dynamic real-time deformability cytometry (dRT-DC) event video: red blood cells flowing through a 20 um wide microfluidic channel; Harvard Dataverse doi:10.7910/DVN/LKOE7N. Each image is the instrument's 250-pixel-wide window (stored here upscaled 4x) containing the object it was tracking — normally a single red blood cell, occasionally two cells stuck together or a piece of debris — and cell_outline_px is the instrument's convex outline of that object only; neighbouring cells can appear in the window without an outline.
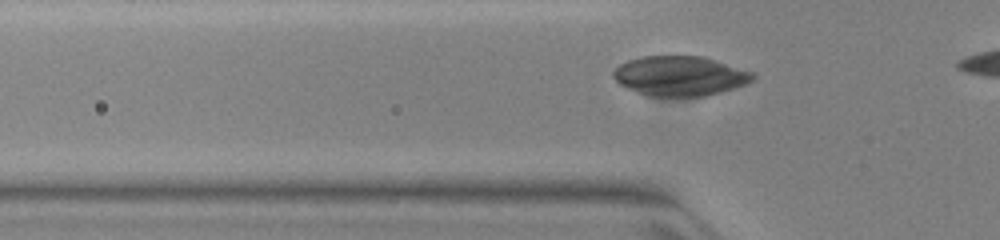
{"species": "common noctule bat (a hibernating species)", "species_latin": "Nyctalus noctula", "temperature_condition": "warm", "stored_images_in_passage": 32, "camera_frame_rate_fps": 3000, "um_per_image_px": 0.085, "animal": {"sex": "female", "body_mass_g": 23.0, "forearm_length_mm": 53.4}, "frame": {"image": 1, "passage_image": 3, "time_ms": 0.667, "image_size_px": [1000, 240], "cell_outline_px": [[756, 76], [752, 80], [744, 84], [708, 96], [648, 96], [636, 92], [620, 84], [612, 76], [612, 72], [620, 64], [628, 60], [644, 56], [704, 56], [752, 72]], "centroid_in_image_um": [57.77, 6.45], "position_along_channel_um": 68.0, "area_um2": 32.14}}